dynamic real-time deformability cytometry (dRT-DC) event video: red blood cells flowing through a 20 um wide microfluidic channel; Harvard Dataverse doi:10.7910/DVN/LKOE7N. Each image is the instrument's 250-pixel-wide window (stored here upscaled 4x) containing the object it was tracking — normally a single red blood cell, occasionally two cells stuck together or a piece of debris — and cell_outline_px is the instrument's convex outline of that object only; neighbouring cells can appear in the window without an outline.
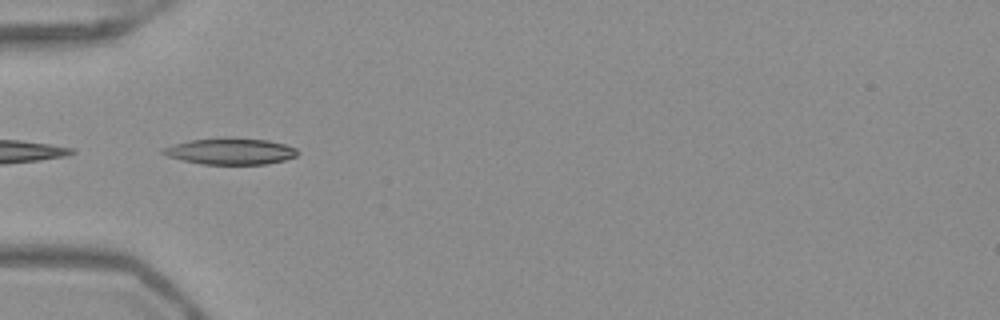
{"species": "Egyptian fruit bat (a non-hibernating species)", "species_latin": "Rousettus aegyptiacus", "temperature_condition": "warm", "stored_images_in_passage": 4, "camera_frame_rate_fps": 3000, "um_per_image_px": 0.085, "frame": {"image": 1, "passage_image": 2, "time_ms": 0.333, "image_size_px": [1000, 320], "cell_outline_px": [[296, 156], [284, 160], [268, 164], [204, 164], [184, 160], [168, 156], [160, 152], [160, 148], [172, 144], [188, 140], [228, 136], [268, 140], [284, 144], [296, 148]], "centroid_in_image_um": [19.54, 12.83], "position_along_channel_um": 65.5, "area_um2": 20.92}}